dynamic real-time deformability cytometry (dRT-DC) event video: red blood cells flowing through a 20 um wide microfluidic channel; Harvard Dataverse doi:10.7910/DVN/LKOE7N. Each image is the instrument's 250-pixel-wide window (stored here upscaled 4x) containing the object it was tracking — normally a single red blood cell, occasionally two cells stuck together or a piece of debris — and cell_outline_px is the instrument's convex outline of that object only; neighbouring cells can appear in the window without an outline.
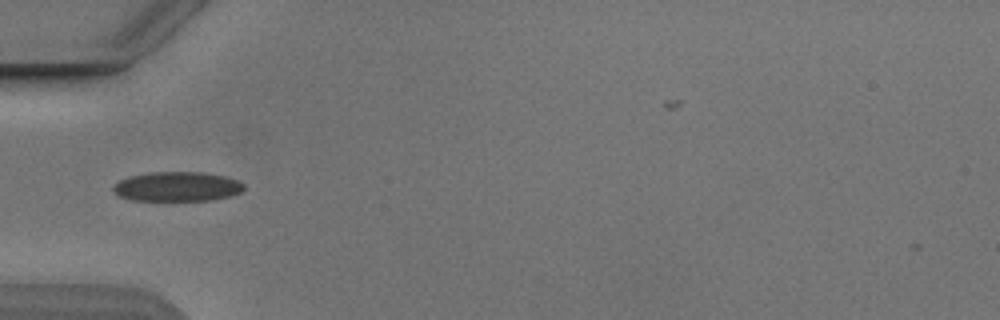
{"species": "Egyptian fruit bat (a non-hibernating species)", "species_latin": "Rousettus aegyptiacus", "temperature_condition": "cold", "stored_images_in_passage": 33, "camera_frame_rate_fps": 3000, "um_per_image_px": 0.085, "animal": {"sex": "male"}, "frame": {"image": 1, "passage_image": 1, "time_ms": 0.0, "image_size_px": [1000, 320], "cell_outline_px": [[244, 188], [240, 192], [232, 196], [212, 200], [132, 200], [120, 196], [112, 188], [120, 180], [128, 176], [148, 172], [200, 172], [224, 176], [236, 180], [244, 184]], "centroid_in_image_um": [15.07, 15.85], "position_along_channel_um": 69.9, "area_um2": 22.37}}
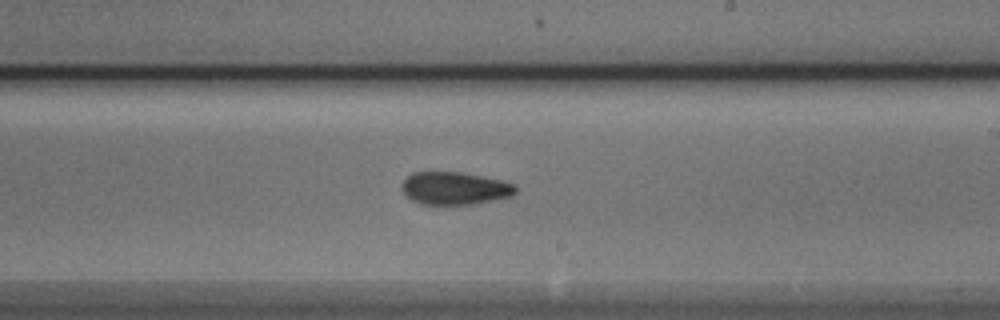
{"frame": {"image": 2, "passage_image": 15, "time_ms": 4.667, "image_size_px": [1000, 320], "cell_outline_px": [[516, 192], [512, 196], [472, 204], [420, 204], [412, 200], [400, 188], [404, 180], [412, 172], [460, 172], [500, 180], [516, 184]], "centroid_in_image_um": [38.64, 16.0], "position_along_channel_um": 250.4, "area_um2": 21.5}}
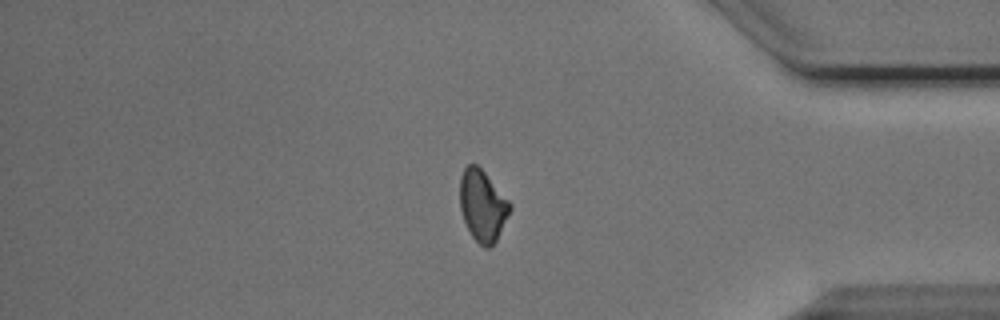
{"frame": {"image": 3, "passage_image": 28, "time_ms": 9.0, "image_size_px": [1000, 320], "cell_outline_px": [[512, 208], [496, 240], [488, 248], [484, 248], [472, 236], [464, 220], [460, 208], [460, 176], [464, 168], [468, 164], [476, 164], [484, 172], [512, 204]], "centroid_in_image_um": [41.01, 17.47], "position_along_channel_um": 394.2, "area_um2": 20.52}, "authors_computed_cell_mechanics": {"area_um2": 21.097, "velocity_mm_per_s": 3.8721, "shape_relaxation_time_tau1_ms": 4.151, "shape_relaxation_time_tau2_ms": 2.3691, "deformation_change_tau1": 0.1056, "deformation_change_tau2": 0.0759}}